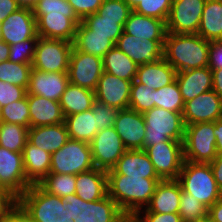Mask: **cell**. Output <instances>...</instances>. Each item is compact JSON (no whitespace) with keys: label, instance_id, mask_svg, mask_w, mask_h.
Instances as JSON below:
<instances>
[{"label":"cell","instance_id":"1","mask_svg":"<svg viewBox=\"0 0 222 222\" xmlns=\"http://www.w3.org/2000/svg\"><path fill=\"white\" fill-rule=\"evenodd\" d=\"M161 178L129 177L107 174L108 196L130 219L150 202Z\"/></svg>","mask_w":222,"mask_h":222},{"label":"cell","instance_id":"2","mask_svg":"<svg viewBox=\"0 0 222 222\" xmlns=\"http://www.w3.org/2000/svg\"><path fill=\"white\" fill-rule=\"evenodd\" d=\"M210 42L198 34L167 32L163 58L176 72L208 67Z\"/></svg>","mask_w":222,"mask_h":222},{"label":"cell","instance_id":"3","mask_svg":"<svg viewBox=\"0 0 222 222\" xmlns=\"http://www.w3.org/2000/svg\"><path fill=\"white\" fill-rule=\"evenodd\" d=\"M17 207L33 222H74L62 205V198L31 185L18 199Z\"/></svg>","mask_w":222,"mask_h":222},{"label":"cell","instance_id":"4","mask_svg":"<svg viewBox=\"0 0 222 222\" xmlns=\"http://www.w3.org/2000/svg\"><path fill=\"white\" fill-rule=\"evenodd\" d=\"M177 180L184 192L196 197L207 208L222 195L209 163L184 161Z\"/></svg>","mask_w":222,"mask_h":222},{"label":"cell","instance_id":"5","mask_svg":"<svg viewBox=\"0 0 222 222\" xmlns=\"http://www.w3.org/2000/svg\"><path fill=\"white\" fill-rule=\"evenodd\" d=\"M62 205L74 222H130L108 194L92 202H86L76 194H69L62 198Z\"/></svg>","mask_w":222,"mask_h":222},{"label":"cell","instance_id":"6","mask_svg":"<svg viewBox=\"0 0 222 222\" xmlns=\"http://www.w3.org/2000/svg\"><path fill=\"white\" fill-rule=\"evenodd\" d=\"M145 120L144 150L161 142L184 141L185 125L182 113L153 107L143 113Z\"/></svg>","mask_w":222,"mask_h":222},{"label":"cell","instance_id":"7","mask_svg":"<svg viewBox=\"0 0 222 222\" xmlns=\"http://www.w3.org/2000/svg\"><path fill=\"white\" fill-rule=\"evenodd\" d=\"M183 151L185 161L212 162L218 156L214 122L185 125Z\"/></svg>","mask_w":222,"mask_h":222},{"label":"cell","instance_id":"8","mask_svg":"<svg viewBox=\"0 0 222 222\" xmlns=\"http://www.w3.org/2000/svg\"><path fill=\"white\" fill-rule=\"evenodd\" d=\"M95 168L89 143L69 139L51 154L49 173L77 175Z\"/></svg>","mask_w":222,"mask_h":222},{"label":"cell","instance_id":"9","mask_svg":"<svg viewBox=\"0 0 222 222\" xmlns=\"http://www.w3.org/2000/svg\"><path fill=\"white\" fill-rule=\"evenodd\" d=\"M72 49L67 40L39 37L31 65L42 72H68Z\"/></svg>","mask_w":222,"mask_h":222},{"label":"cell","instance_id":"10","mask_svg":"<svg viewBox=\"0 0 222 222\" xmlns=\"http://www.w3.org/2000/svg\"><path fill=\"white\" fill-rule=\"evenodd\" d=\"M157 175L162 179H178L184 163L183 142L169 140L144 150Z\"/></svg>","mask_w":222,"mask_h":222},{"label":"cell","instance_id":"11","mask_svg":"<svg viewBox=\"0 0 222 222\" xmlns=\"http://www.w3.org/2000/svg\"><path fill=\"white\" fill-rule=\"evenodd\" d=\"M207 0H173L166 21L167 32L197 34Z\"/></svg>","mask_w":222,"mask_h":222},{"label":"cell","instance_id":"12","mask_svg":"<svg viewBox=\"0 0 222 222\" xmlns=\"http://www.w3.org/2000/svg\"><path fill=\"white\" fill-rule=\"evenodd\" d=\"M103 71L101 57L73 47L68 68L69 83L95 91Z\"/></svg>","mask_w":222,"mask_h":222},{"label":"cell","instance_id":"13","mask_svg":"<svg viewBox=\"0 0 222 222\" xmlns=\"http://www.w3.org/2000/svg\"><path fill=\"white\" fill-rule=\"evenodd\" d=\"M96 168L109 171L127 150L114 127L99 130L90 143Z\"/></svg>","mask_w":222,"mask_h":222},{"label":"cell","instance_id":"14","mask_svg":"<svg viewBox=\"0 0 222 222\" xmlns=\"http://www.w3.org/2000/svg\"><path fill=\"white\" fill-rule=\"evenodd\" d=\"M23 164V154L0 146V187L17 199L31 186Z\"/></svg>","mask_w":222,"mask_h":222},{"label":"cell","instance_id":"15","mask_svg":"<svg viewBox=\"0 0 222 222\" xmlns=\"http://www.w3.org/2000/svg\"><path fill=\"white\" fill-rule=\"evenodd\" d=\"M37 35L36 19L31 8L20 7L0 23V40L12 45Z\"/></svg>","mask_w":222,"mask_h":222},{"label":"cell","instance_id":"16","mask_svg":"<svg viewBox=\"0 0 222 222\" xmlns=\"http://www.w3.org/2000/svg\"><path fill=\"white\" fill-rule=\"evenodd\" d=\"M184 125L198 122H215L222 118V99L209 90L184 103Z\"/></svg>","mask_w":222,"mask_h":222},{"label":"cell","instance_id":"17","mask_svg":"<svg viewBox=\"0 0 222 222\" xmlns=\"http://www.w3.org/2000/svg\"><path fill=\"white\" fill-rule=\"evenodd\" d=\"M113 127L127 150H144L146 126L143 114L130 108L119 110Z\"/></svg>","mask_w":222,"mask_h":222},{"label":"cell","instance_id":"18","mask_svg":"<svg viewBox=\"0 0 222 222\" xmlns=\"http://www.w3.org/2000/svg\"><path fill=\"white\" fill-rule=\"evenodd\" d=\"M164 42L165 40L144 38L140 40V37L123 32L115 45L139 66L162 59Z\"/></svg>","mask_w":222,"mask_h":222},{"label":"cell","instance_id":"19","mask_svg":"<svg viewBox=\"0 0 222 222\" xmlns=\"http://www.w3.org/2000/svg\"><path fill=\"white\" fill-rule=\"evenodd\" d=\"M132 82L103 71L95 90V100L118 110L127 109Z\"/></svg>","mask_w":222,"mask_h":222},{"label":"cell","instance_id":"20","mask_svg":"<svg viewBox=\"0 0 222 222\" xmlns=\"http://www.w3.org/2000/svg\"><path fill=\"white\" fill-rule=\"evenodd\" d=\"M69 84L68 72H42L32 69L27 94L59 102Z\"/></svg>","mask_w":222,"mask_h":222},{"label":"cell","instance_id":"21","mask_svg":"<svg viewBox=\"0 0 222 222\" xmlns=\"http://www.w3.org/2000/svg\"><path fill=\"white\" fill-rule=\"evenodd\" d=\"M107 174H123L129 177L160 178L144 150H126Z\"/></svg>","mask_w":222,"mask_h":222},{"label":"cell","instance_id":"22","mask_svg":"<svg viewBox=\"0 0 222 222\" xmlns=\"http://www.w3.org/2000/svg\"><path fill=\"white\" fill-rule=\"evenodd\" d=\"M182 187L177 179L160 180L145 209L155 213H178Z\"/></svg>","mask_w":222,"mask_h":222},{"label":"cell","instance_id":"23","mask_svg":"<svg viewBox=\"0 0 222 222\" xmlns=\"http://www.w3.org/2000/svg\"><path fill=\"white\" fill-rule=\"evenodd\" d=\"M176 81L183 101L187 102L212 90L213 74L209 67L196 68L176 73Z\"/></svg>","mask_w":222,"mask_h":222},{"label":"cell","instance_id":"24","mask_svg":"<svg viewBox=\"0 0 222 222\" xmlns=\"http://www.w3.org/2000/svg\"><path fill=\"white\" fill-rule=\"evenodd\" d=\"M79 18L65 15H42L37 21V35L44 38L74 41Z\"/></svg>","mask_w":222,"mask_h":222},{"label":"cell","instance_id":"25","mask_svg":"<svg viewBox=\"0 0 222 222\" xmlns=\"http://www.w3.org/2000/svg\"><path fill=\"white\" fill-rule=\"evenodd\" d=\"M30 109V127L56 125L64 123L60 103L45 97L27 94Z\"/></svg>","mask_w":222,"mask_h":222},{"label":"cell","instance_id":"26","mask_svg":"<svg viewBox=\"0 0 222 222\" xmlns=\"http://www.w3.org/2000/svg\"><path fill=\"white\" fill-rule=\"evenodd\" d=\"M123 32L141 39L165 40L166 22L151 16L132 11L123 26Z\"/></svg>","mask_w":222,"mask_h":222},{"label":"cell","instance_id":"27","mask_svg":"<svg viewBox=\"0 0 222 222\" xmlns=\"http://www.w3.org/2000/svg\"><path fill=\"white\" fill-rule=\"evenodd\" d=\"M69 139L65 123L28 129V142L50 154L60 149Z\"/></svg>","mask_w":222,"mask_h":222},{"label":"cell","instance_id":"28","mask_svg":"<svg viewBox=\"0 0 222 222\" xmlns=\"http://www.w3.org/2000/svg\"><path fill=\"white\" fill-rule=\"evenodd\" d=\"M76 195L86 202L97 201L108 194L107 171L93 168L76 175Z\"/></svg>","mask_w":222,"mask_h":222},{"label":"cell","instance_id":"29","mask_svg":"<svg viewBox=\"0 0 222 222\" xmlns=\"http://www.w3.org/2000/svg\"><path fill=\"white\" fill-rule=\"evenodd\" d=\"M176 73V70L162 58L155 63L139 65L135 80L149 89L158 90L172 83L176 79Z\"/></svg>","mask_w":222,"mask_h":222},{"label":"cell","instance_id":"30","mask_svg":"<svg viewBox=\"0 0 222 222\" xmlns=\"http://www.w3.org/2000/svg\"><path fill=\"white\" fill-rule=\"evenodd\" d=\"M22 154L27 180L32 185L39 184L49 174L51 154L30 144L28 141Z\"/></svg>","mask_w":222,"mask_h":222},{"label":"cell","instance_id":"31","mask_svg":"<svg viewBox=\"0 0 222 222\" xmlns=\"http://www.w3.org/2000/svg\"><path fill=\"white\" fill-rule=\"evenodd\" d=\"M95 91L69 83L59 103L64 117L91 109Z\"/></svg>","mask_w":222,"mask_h":222},{"label":"cell","instance_id":"32","mask_svg":"<svg viewBox=\"0 0 222 222\" xmlns=\"http://www.w3.org/2000/svg\"><path fill=\"white\" fill-rule=\"evenodd\" d=\"M205 40H222V0H207L197 32Z\"/></svg>","mask_w":222,"mask_h":222},{"label":"cell","instance_id":"33","mask_svg":"<svg viewBox=\"0 0 222 222\" xmlns=\"http://www.w3.org/2000/svg\"><path fill=\"white\" fill-rule=\"evenodd\" d=\"M115 43L109 36L92 35V31L87 29L81 22L77 26L73 47L84 53L103 57Z\"/></svg>","mask_w":222,"mask_h":222},{"label":"cell","instance_id":"34","mask_svg":"<svg viewBox=\"0 0 222 222\" xmlns=\"http://www.w3.org/2000/svg\"><path fill=\"white\" fill-rule=\"evenodd\" d=\"M103 70L120 79L134 81L138 65L116 45L103 57Z\"/></svg>","mask_w":222,"mask_h":222},{"label":"cell","instance_id":"35","mask_svg":"<svg viewBox=\"0 0 222 222\" xmlns=\"http://www.w3.org/2000/svg\"><path fill=\"white\" fill-rule=\"evenodd\" d=\"M64 123L70 139L90 144L98 132V130H96V115H93L91 109L66 116Z\"/></svg>","mask_w":222,"mask_h":222},{"label":"cell","instance_id":"36","mask_svg":"<svg viewBox=\"0 0 222 222\" xmlns=\"http://www.w3.org/2000/svg\"><path fill=\"white\" fill-rule=\"evenodd\" d=\"M126 20L104 19L97 13L85 16L81 23L92 31V35L109 36L115 44L123 33Z\"/></svg>","mask_w":222,"mask_h":222},{"label":"cell","instance_id":"37","mask_svg":"<svg viewBox=\"0 0 222 222\" xmlns=\"http://www.w3.org/2000/svg\"><path fill=\"white\" fill-rule=\"evenodd\" d=\"M28 141V128L0 121V146L13 152L22 153Z\"/></svg>","mask_w":222,"mask_h":222},{"label":"cell","instance_id":"38","mask_svg":"<svg viewBox=\"0 0 222 222\" xmlns=\"http://www.w3.org/2000/svg\"><path fill=\"white\" fill-rule=\"evenodd\" d=\"M76 175L49 173L39 185L47 192L60 198L76 194Z\"/></svg>","mask_w":222,"mask_h":222},{"label":"cell","instance_id":"39","mask_svg":"<svg viewBox=\"0 0 222 222\" xmlns=\"http://www.w3.org/2000/svg\"><path fill=\"white\" fill-rule=\"evenodd\" d=\"M32 69L31 64L14 63L9 60L0 62V80L27 90Z\"/></svg>","mask_w":222,"mask_h":222},{"label":"cell","instance_id":"40","mask_svg":"<svg viewBox=\"0 0 222 222\" xmlns=\"http://www.w3.org/2000/svg\"><path fill=\"white\" fill-rule=\"evenodd\" d=\"M184 103L176 79L165 87L155 90V107L182 113Z\"/></svg>","mask_w":222,"mask_h":222},{"label":"cell","instance_id":"41","mask_svg":"<svg viewBox=\"0 0 222 222\" xmlns=\"http://www.w3.org/2000/svg\"><path fill=\"white\" fill-rule=\"evenodd\" d=\"M0 121L18 124L30 128V109L28 107L27 94L18 101L0 108Z\"/></svg>","mask_w":222,"mask_h":222},{"label":"cell","instance_id":"42","mask_svg":"<svg viewBox=\"0 0 222 222\" xmlns=\"http://www.w3.org/2000/svg\"><path fill=\"white\" fill-rule=\"evenodd\" d=\"M153 107H155V90L134 80L131 85L129 108L143 114Z\"/></svg>","mask_w":222,"mask_h":222},{"label":"cell","instance_id":"43","mask_svg":"<svg viewBox=\"0 0 222 222\" xmlns=\"http://www.w3.org/2000/svg\"><path fill=\"white\" fill-rule=\"evenodd\" d=\"M178 214L182 222H199L208 214V208L196 197L182 190Z\"/></svg>","mask_w":222,"mask_h":222},{"label":"cell","instance_id":"44","mask_svg":"<svg viewBox=\"0 0 222 222\" xmlns=\"http://www.w3.org/2000/svg\"><path fill=\"white\" fill-rule=\"evenodd\" d=\"M32 10L36 21L42 15H65L69 18H78L67 0H40Z\"/></svg>","mask_w":222,"mask_h":222},{"label":"cell","instance_id":"45","mask_svg":"<svg viewBox=\"0 0 222 222\" xmlns=\"http://www.w3.org/2000/svg\"><path fill=\"white\" fill-rule=\"evenodd\" d=\"M173 0H141L134 12L167 21Z\"/></svg>","mask_w":222,"mask_h":222},{"label":"cell","instance_id":"46","mask_svg":"<svg viewBox=\"0 0 222 222\" xmlns=\"http://www.w3.org/2000/svg\"><path fill=\"white\" fill-rule=\"evenodd\" d=\"M132 11L125 0H103L96 13L104 19L127 20Z\"/></svg>","mask_w":222,"mask_h":222},{"label":"cell","instance_id":"47","mask_svg":"<svg viewBox=\"0 0 222 222\" xmlns=\"http://www.w3.org/2000/svg\"><path fill=\"white\" fill-rule=\"evenodd\" d=\"M38 38H31L10 46L9 61L21 64H32Z\"/></svg>","mask_w":222,"mask_h":222},{"label":"cell","instance_id":"48","mask_svg":"<svg viewBox=\"0 0 222 222\" xmlns=\"http://www.w3.org/2000/svg\"><path fill=\"white\" fill-rule=\"evenodd\" d=\"M91 110L93 115H96V130H103L114 126L118 109L110 107L106 104L95 100L92 103Z\"/></svg>","mask_w":222,"mask_h":222},{"label":"cell","instance_id":"49","mask_svg":"<svg viewBox=\"0 0 222 222\" xmlns=\"http://www.w3.org/2000/svg\"><path fill=\"white\" fill-rule=\"evenodd\" d=\"M27 90L21 86L4 83L0 80V108L23 99Z\"/></svg>","mask_w":222,"mask_h":222},{"label":"cell","instance_id":"50","mask_svg":"<svg viewBox=\"0 0 222 222\" xmlns=\"http://www.w3.org/2000/svg\"><path fill=\"white\" fill-rule=\"evenodd\" d=\"M141 212H144V217H140ZM130 222H182V220L178 213H155L145 209L138 211L130 218Z\"/></svg>","mask_w":222,"mask_h":222},{"label":"cell","instance_id":"51","mask_svg":"<svg viewBox=\"0 0 222 222\" xmlns=\"http://www.w3.org/2000/svg\"><path fill=\"white\" fill-rule=\"evenodd\" d=\"M76 16L82 20L85 16L97 12L103 0H67Z\"/></svg>","mask_w":222,"mask_h":222},{"label":"cell","instance_id":"52","mask_svg":"<svg viewBox=\"0 0 222 222\" xmlns=\"http://www.w3.org/2000/svg\"><path fill=\"white\" fill-rule=\"evenodd\" d=\"M17 207V198L0 187V222H7L11 212Z\"/></svg>","mask_w":222,"mask_h":222},{"label":"cell","instance_id":"53","mask_svg":"<svg viewBox=\"0 0 222 222\" xmlns=\"http://www.w3.org/2000/svg\"><path fill=\"white\" fill-rule=\"evenodd\" d=\"M208 67L211 70L222 69V40L210 42Z\"/></svg>","mask_w":222,"mask_h":222},{"label":"cell","instance_id":"54","mask_svg":"<svg viewBox=\"0 0 222 222\" xmlns=\"http://www.w3.org/2000/svg\"><path fill=\"white\" fill-rule=\"evenodd\" d=\"M19 8L16 0H0V23Z\"/></svg>","mask_w":222,"mask_h":222},{"label":"cell","instance_id":"55","mask_svg":"<svg viewBox=\"0 0 222 222\" xmlns=\"http://www.w3.org/2000/svg\"><path fill=\"white\" fill-rule=\"evenodd\" d=\"M214 174L215 181L222 193V155H219L209 163Z\"/></svg>","mask_w":222,"mask_h":222},{"label":"cell","instance_id":"56","mask_svg":"<svg viewBox=\"0 0 222 222\" xmlns=\"http://www.w3.org/2000/svg\"><path fill=\"white\" fill-rule=\"evenodd\" d=\"M208 215H210L215 221L222 222V195L208 208Z\"/></svg>","mask_w":222,"mask_h":222},{"label":"cell","instance_id":"57","mask_svg":"<svg viewBox=\"0 0 222 222\" xmlns=\"http://www.w3.org/2000/svg\"><path fill=\"white\" fill-rule=\"evenodd\" d=\"M212 90L222 99V69L212 70Z\"/></svg>","mask_w":222,"mask_h":222},{"label":"cell","instance_id":"58","mask_svg":"<svg viewBox=\"0 0 222 222\" xmlns=\"http://www.w3.org/2000/svg\"><path fill=\"white\" fill-rule=\"evenodd\" d=\"M214 135L216 137V150L222 155V118L214 122Z\"/></svg>","mask_w":222,"mask_h":222},{"label":"cell","instance_id":"59","mask_svg":"<svg viewBox=\"0 0 222 222\" xmlns=\"http://www.w3.org/2000/svg\"><path fill=\"white\" fill-rule=\"evenodd\" d=\"M7 222H33L27 215H25L18 207H16L10 214Z\"/></svg>","mask_w":222,"mask_h":222},{"label":"cell","instance_id":"60","mask_svg":"<svg viewBox=\"0 0 222 222\" xmlns=\"http://www.w3.org/2000/svg\"><path fill=\"white\" fill-rule=\"evenodd\" d=\"M9 51L10 46L6 42L0 40V62L9 60Z\"/></svg>","mask_w":222,"mask_h":222},{"label":"cell","instance_id":"61","mask_svg":"<svg viewBox=\"0 0 222 222\" xmlns=\"http://www.w3.org/2000/svg\"><path fill=\"white\" fill-rule=\"evenodd\" d=\"M20 7L33 8L40 0H16Z\"/></svg>","mask_w":222,"mask_h":222},{"label":"cell","instance_id":"62","mask_svg":"<svg viewBox=\"0 0 222 222\" xmlns=\"http://www.w3.org/2000/svg\"><path fill=\"white\" fill-rule=\"evenodd\" d=\"M132 9L136 7V5L141 1V0H125Z\"/></svg>","mask_w":222,"mask_h":222},{"label":"cell","instance_id":"63","mask_svg":"<svg viewBox=\"0 0 222 222\" xmlns=\"http://www.w3.org/2000/svg\"><path fill=\"white\" fill-rule=\"evenodd\" d=\"M199 222H217L210 215L204 216Z\"/></svg>","mask_w":222,"mask_h":222}]
</instances>
